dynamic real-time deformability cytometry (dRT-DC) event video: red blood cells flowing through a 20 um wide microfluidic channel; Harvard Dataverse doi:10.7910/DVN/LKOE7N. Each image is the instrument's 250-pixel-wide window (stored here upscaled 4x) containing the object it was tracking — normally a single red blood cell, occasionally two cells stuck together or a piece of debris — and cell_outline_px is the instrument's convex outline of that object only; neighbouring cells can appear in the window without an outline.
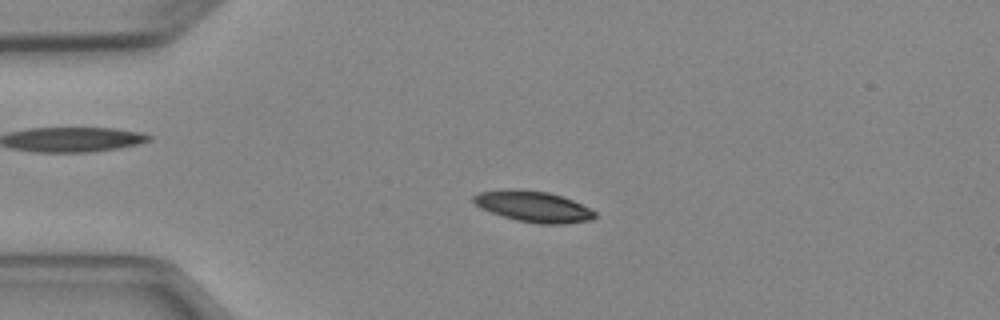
{"species": "Egyptian fruit bat (a non-hibernating species)", "species_latin": "Rousettus aegyptiacus", "temperature_condition": "cold", "stored_images_in_passage": 4, "camera_frame_rate_fps": 3000, "um_per_image_px": 0.085, "animal": {"sex": "female"}, "frame": {"image": 1, "passage_image": 3, "time_ms": 2.667, "image_size_px": [1000, 320], "cell_outline_px": [[596, 216], [592, 220], [564, 224], [540, 224], [516, 220], [480, 208], [472, 200], [472, 196], [480, 192], [504, 188], [512, 188], [548, 192], [564, 196], [596, 212]], "centroid_in_image_um": [45.32, 17.54], "position_along_channel_um": 39.7, "area_um2": 21.96}}